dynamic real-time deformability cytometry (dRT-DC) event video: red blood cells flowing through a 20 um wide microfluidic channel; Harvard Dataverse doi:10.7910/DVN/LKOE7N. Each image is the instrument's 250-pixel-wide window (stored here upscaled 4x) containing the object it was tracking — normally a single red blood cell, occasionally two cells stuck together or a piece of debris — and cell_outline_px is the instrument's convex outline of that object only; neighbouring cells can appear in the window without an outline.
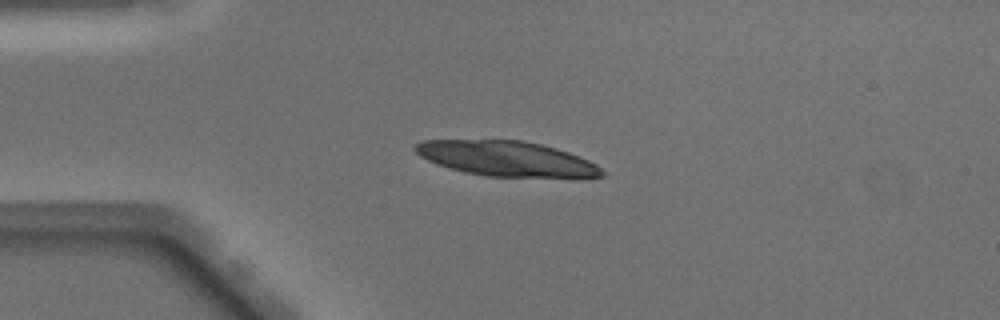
{"species": "Egyptian fruit bat (a non-hibernating species)", "species_latin": "Rousettus aegyptiacus", "temperature_condition": "warm", "stored_images_in_passage": 38, "camera_frame_rate_fps": 3000, "um_per_image_px": 0.085, "animal": {"sex": "male"}, "frame": {"image": 1, "passage_image": 1, "time_ms": 0.0, "image_size_px": [1000, 320], "cell_outline_px": [[604, 176], [488, 176], [464, 172], [448, 168], [436, 164], [420, 156], [412, 148], [416, 144], [424, 140], [524, 140], [556, 148], [580, 156], [596, 164], [604, 172]], "centroid_in_image_um": [42.98, 13.46], "position_along_channel_um": 42.0, "area_um2": 37.57}}